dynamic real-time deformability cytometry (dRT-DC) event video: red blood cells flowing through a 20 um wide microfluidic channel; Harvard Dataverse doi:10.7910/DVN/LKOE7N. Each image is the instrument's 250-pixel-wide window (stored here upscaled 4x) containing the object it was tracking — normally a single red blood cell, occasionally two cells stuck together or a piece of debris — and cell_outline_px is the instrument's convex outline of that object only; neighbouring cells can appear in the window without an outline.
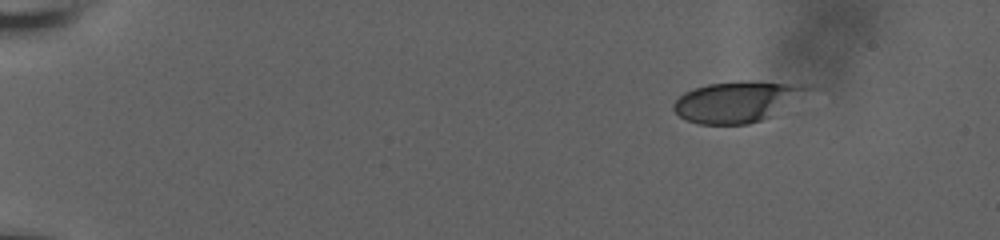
{"species": "human", "species_latin": "Homo sapiens", "temperature_condition": "room temperature", "stored_images_in_passage": 52, "camera_frame_rate_fps": 3000, "um_per_image_px": 0.085, "donor": {"sex": "male"}, "frame": {"image": 1, "passage_image": 1, "time_ms": 0.0, "image_size_px": [1000, 240], "cell_outline_px": [[820, 88], [772, 116], [748, 124], [700, 124], [688, 120], [680, 116], [672, 108], [672, 104], [684, 92], [708, 84], [816, 84]], "centroid_in_image_um": [62.77, 8.68], "position_along_channel_um": 22.2, "area_um2": 31.27}}
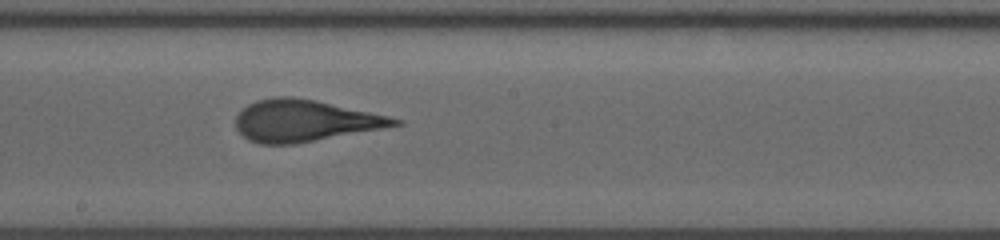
{"frame": {"image": 2, "passage_image": 28, "time_ms": 9.0, "image_size_px": [1000, 240], "cell_outline_px": [[404, 124], [292, 144], [260, 144], [248, 140], [236, 128], [236, 116], [248, 104], [256, 100], [272, 96], [292, 96], [316, 100], [388, 116], [404, 120]], "centroid_in_image_um": [25.86, 10.24], "position_along_channel_um": 222.3, "area_um2": 38.21}}
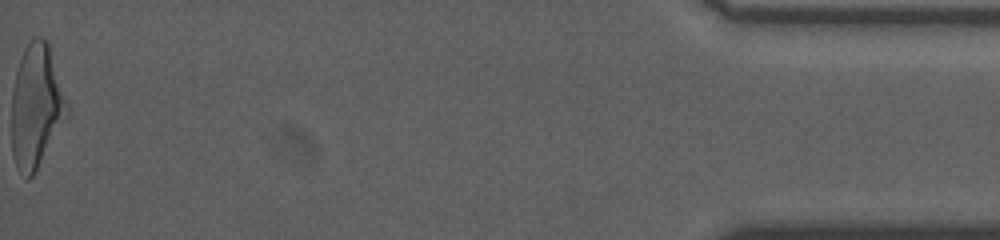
{"frame": {"image": 3, "passage_image": 52, "time_ms": 17.0, "image_size_px": [1000, 240], "cell_outline_px": [[68, 116], [32, 176], [28, 180], [24, 180], [12, 156], [12, 88], [16, 68], [24, 48], [36, 36], [40, 36], [48, 40], [68, 104]], "centroid_in_image_um": [3.07, 9.01], "position_along_channel_um": 432.1, "area_um2": 40.0}, "authors_computed_cell_mechanics": {"area_um2": 38.1191, "velocity_mm_per_s": 3.7236, "shape_relaxation_time_tau1_ms": 5.4273, "shape_relaxation_time_tau2_ms": 0.9564, "deformation_change_tau1": 0.2073, "deformation_change_tau2": 0.1021}}